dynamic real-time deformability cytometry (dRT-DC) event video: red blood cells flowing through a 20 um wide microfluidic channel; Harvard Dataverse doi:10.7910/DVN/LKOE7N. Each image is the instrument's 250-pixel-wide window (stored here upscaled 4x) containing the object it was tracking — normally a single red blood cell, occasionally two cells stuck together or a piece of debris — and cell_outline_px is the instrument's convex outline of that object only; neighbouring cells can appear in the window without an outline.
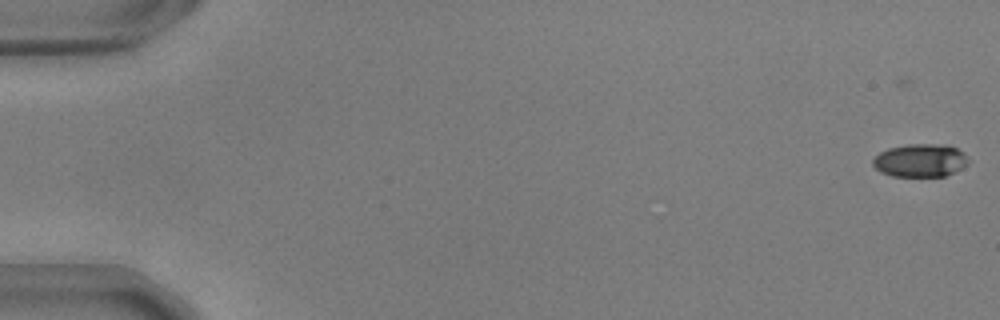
{"species": "common noctule bat (a hibernating species)", "species_latin": "Nyctalus noctula", "temperature_condition": "warm", "stored_images_in_passage": 11, "camera_frame_rate_fps": 3000, "um_per_image_px": 0.085, "animal": {"sex": "male", "body_mass_g": 17.9, "forearm_length_mm": 54.2}, "frame": {"image": 1, "passage_image": 1, "time_ms": 0.0, "image_size_px": [1000, 320], "cell_outline_px": [[968, 164], [944, 176], [892, 176], [880, 172], [872, 164], [872, 160], [880, 152], [888, 148], [908, 144], [948, 144], [964, 152], [968, 160]], "centroid_in_image_um": [78.21, 13.62], "position_along_channel_um": 6.8, "area_um2": 18.38}}